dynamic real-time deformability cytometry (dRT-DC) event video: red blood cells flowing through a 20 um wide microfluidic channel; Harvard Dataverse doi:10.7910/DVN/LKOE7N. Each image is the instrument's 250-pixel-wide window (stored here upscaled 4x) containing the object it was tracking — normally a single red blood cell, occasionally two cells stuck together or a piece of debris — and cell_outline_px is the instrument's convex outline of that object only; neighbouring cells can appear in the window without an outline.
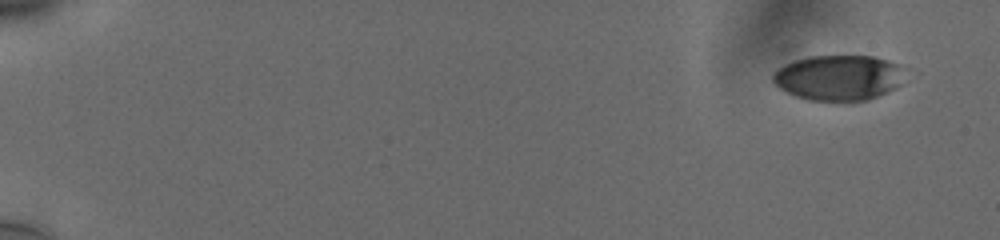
{"species": "human", "species_latin": "Homo sapiens", "temperature_condition": "cold", "stored_images_in_passage": 55, "camera_frame_rate_fps": 3000, "um_per_image_px": 0.085, "donor": {"sex": "male"}, "frame": {"image": 1, "passage_image": 1, "time_ms": 0.0, "image_size_px": [1000, 240], "cell_outline_px": [[900, 84], [868, 100], [808, 100], [796, 96], [780, 88], [772, 80], [772, 76], [784, 64], [808, 56], [872, 56], [888, 60], [896, 64]], "centroid_in_image_um": [71.18, 6.59], "position_along_channel_um": 13.8, "area_um2": 33.81}}
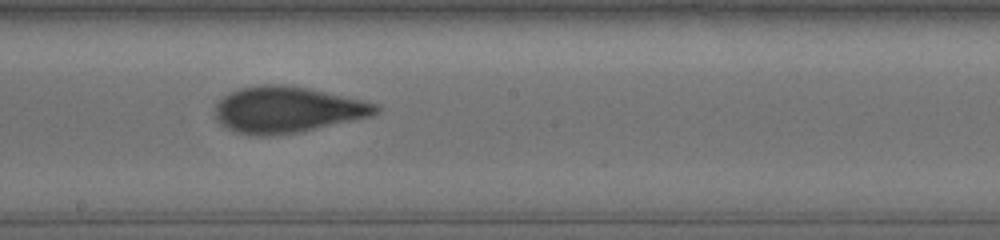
{"frame": {"image": 2, "passage_image": 32, "time_ms": 10.333, "image_size_px": [1000, 240], "cell_outline_px": [[380, 112], [372, 116], [300, 132], [264, 136], [260, 136], [236, 132], [228, 128], [216, 120], [216, 104], [224, 96], [240, 88], [264, 84], [284, 84], [308, 88], [360, 100], [376, 104], [380, 108]], "centroid_in_image_um": [24.42, 9.32], "position_along_channel_um": 223.8, "area_um2": 42.83}}
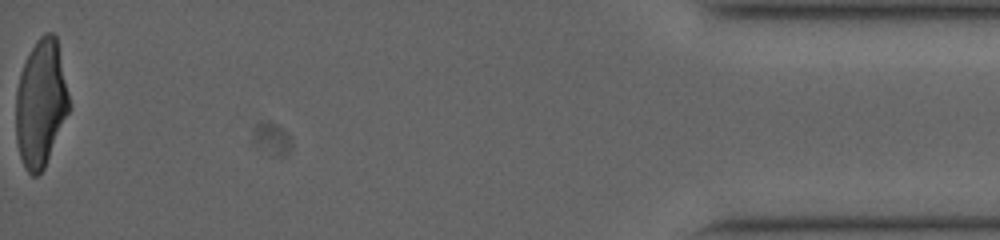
{"frame": {"image": 3, "passage_image": 55, "time_ms": 18.0, "image_size_px": [1000, 240], "cell_outline_px": [[68, 112], [44, 168], [36, 176], [32, 176], [24, 168], [20, 156], [16, 140], [16, 88], [20, 72], [36, 40], [44, 32], [52, 32], [56, 36], [68, 92]], "centroid_in_image_um": [3.44, 8.78], "position_along_channel_um": 431.8, "area_um2": 38.96}, "authors_computed_cell_mechanics": {"area_um2": 40.749, "velocity_mm_per_s": 3.7629, "shape_relaxation_time_tau1_ms": 7.6697, "shape_relaxation_time_tau2_ms": 1.2307, "deformation_change_tau1": 0.2467, "deformation_change_tau2": 0.0878}}